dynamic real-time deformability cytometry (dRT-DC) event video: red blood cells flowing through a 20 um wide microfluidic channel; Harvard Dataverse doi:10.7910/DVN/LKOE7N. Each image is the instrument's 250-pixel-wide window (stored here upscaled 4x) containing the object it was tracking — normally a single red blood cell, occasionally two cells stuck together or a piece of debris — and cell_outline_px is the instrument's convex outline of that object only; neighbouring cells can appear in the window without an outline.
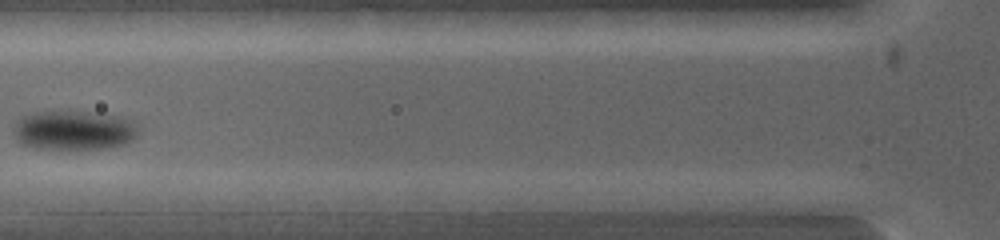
{"species": "common noctule bat (a hibernating species)", "species_latin": "Nyctalus noctula", "temperature_condition": "warm", "stored_images_in_passage": 8, "camera_frame_rate_fps": 5000, "um_per_image_px": 0.085, "animal": {"sex": "female", "body_mass_g": 19.0, "forearm_length_mm": 53.3}, "frame": {"image": 1, "passage_image": 3, "time_ms": 0.4, "image_size_px": [1000, 240], "cell_outline_px": [[232, 196], [224, 212], [136, 212], [132, 208], [124, 192], [124, 188], [196, 188], [228, 192]], "centroid_in_image_um": [15.06, 17.0], "position_along_channel_um": 110.7, "area_um2": 16.88}}